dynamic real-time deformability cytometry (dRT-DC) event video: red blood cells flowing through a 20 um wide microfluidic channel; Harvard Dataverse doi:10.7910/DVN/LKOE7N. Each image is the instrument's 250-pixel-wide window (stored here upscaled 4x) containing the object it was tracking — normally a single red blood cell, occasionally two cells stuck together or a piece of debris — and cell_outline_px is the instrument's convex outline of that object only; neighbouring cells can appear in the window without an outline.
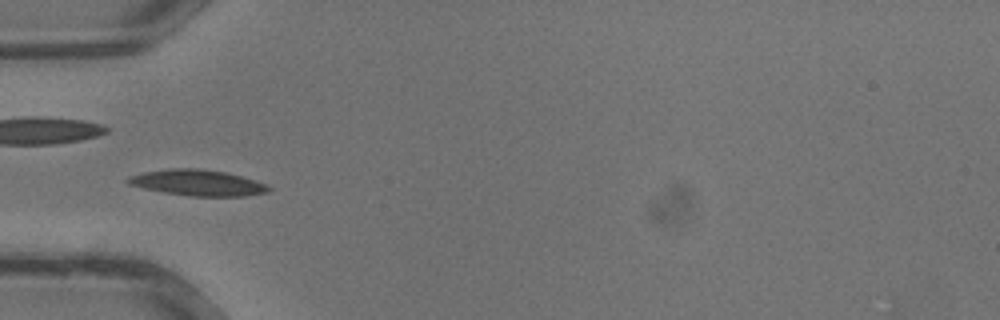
{"species": "common noctule bat (a hibernating species)", "species_latin": "Nyctalus noctula", "temperature_condition": "warm", "stored_images_in_passage": 19, "camera_frame_rate_fps": 3000, "um_per_image_px": 0.085, "animal": {"sex": "male", "body_mass_g": 13.3}, "frame": {"image": 1, "passage_image": 1, "time_ms": 0.0, "image_size_px": [1000, 320], "cell_outline_px": [[272, 188], [268, 192], [244, 196], [188, 196], [164, 192], [144, 188], [128, 184], [124, 180], [128, 176], [144, 172], [168, 168], [200, 168], [224, 172], [256, 180]], "centroid_in_image_um": [16.77, 15.53], "position_along_channel_um": 68.2, "area_um2": 21.27}}
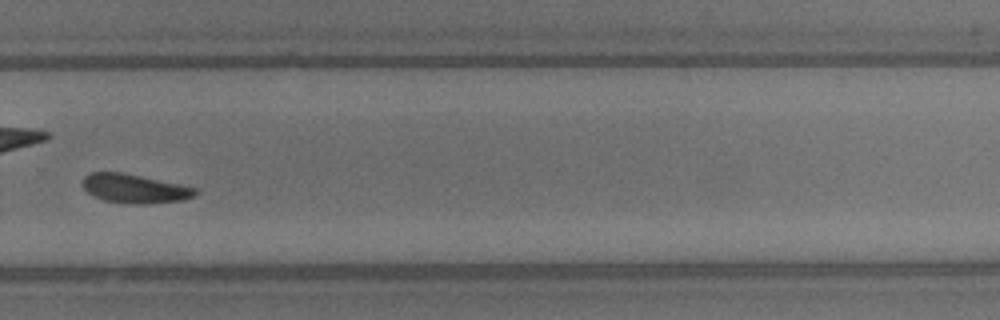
{"frame": {"image": 2, "passage_image": 14, "time_ms": 4.333, "image_size_px": [1000, 320], "cell_outline_px": [[200, 192], [196, 196], [184, 200], [148, 204], [128, 204], [104, 200], [92, 196], [84, 188], [84, 176], [92, 172], [120, 172], [180, 184], [196, 188]], "centroid_in_image_um": [11.49, 16.05], "position_along_channel_um": 318.3, "area_um2": 19.07}}